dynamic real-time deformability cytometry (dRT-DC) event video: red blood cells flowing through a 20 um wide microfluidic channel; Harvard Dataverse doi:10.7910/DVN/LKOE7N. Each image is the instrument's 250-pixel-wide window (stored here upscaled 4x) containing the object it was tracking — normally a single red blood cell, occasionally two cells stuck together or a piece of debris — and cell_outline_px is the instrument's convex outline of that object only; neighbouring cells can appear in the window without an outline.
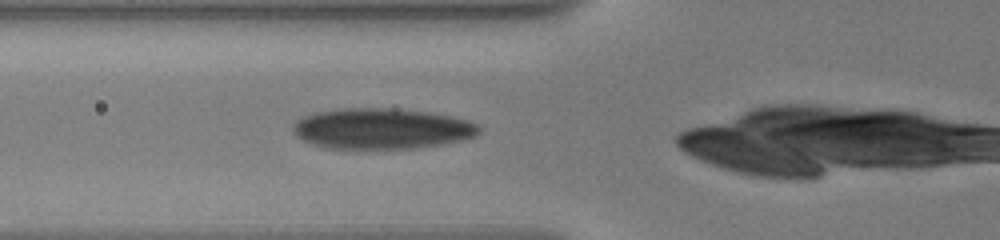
{"species": "human", "species_latin": "Homo sapiens", "temperature_condition": "warm", "stored_images_in_passage": 10, "camera_frame_rate_fps": 3000, "um_per_image_px": 0.085, "donor": {"sex": "male"}, "frame": {"image": 1, "passage_image": 2, "time_ms": 0.667, "image_size_px": [1000, 240], "cell_outline_px": [[480, 132], [476, 136], [460, 140], [440, 144], [412, 148], [328, 148], [312, 144], [296, 136], [292, 132], [292, 124], [296, 120], [304, 116], [316, 112], [344, 108], [396, 108], [428, 112], [452, 116], [468, 120], [480, 124]], "centroid_in_image_um": [32.44, 10.92], "position_along_channel_um": 93.4, "area_um2": 44.16}}
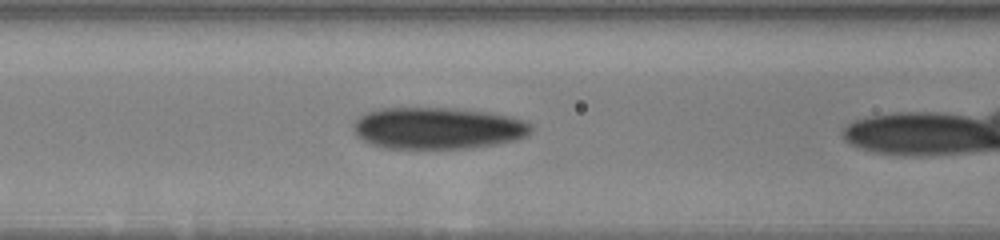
{"frame": {"image": 2, "passage_image": 6, "time_ms": 1.667, "image_size_px": [1000, 240], "cell_outline_px": [[532, 128], [524, 136], [512, 140], [492, 144], [464, 148], [384, 148], [372, 144], [356, 136], [352, 128], [352, 124], [360, 116], [368, 112], [380, 108], [452, 108], [484, 112], [508, 116], [532, 124]], "centroid_in_image_um": [37.12, 10.89], "position_along_channel_um": 129.5, "area_um2": 42.6}}
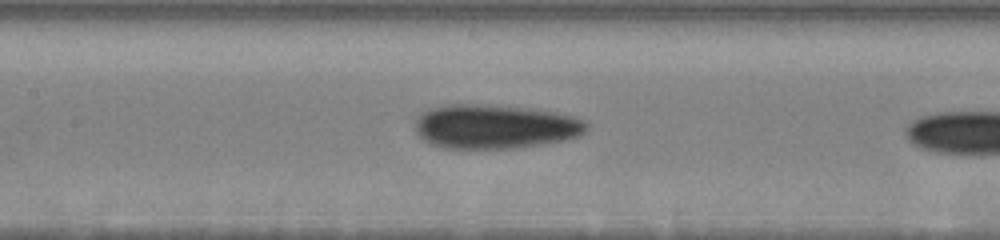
{"frame": {"image": 3, "passage_image": 9, "time_ms": 2.667, "image_size_px": [1000, 240], "cell_outline_px": [[588, 128], [580, 136], [564, 140], [540, 144], [512, 148], [444, 148], [432, 144], [424, 140], [416, 132], [416, 120], [428, 108], [448, 104], [492, 104], [532, 108], [556, 112], [572, 116], [584, 120], [588, 124]], "centroid_in_image_um": [42.09, 10.74], "position_along_channel_um": 165.3, "area_um2": 44.27}}